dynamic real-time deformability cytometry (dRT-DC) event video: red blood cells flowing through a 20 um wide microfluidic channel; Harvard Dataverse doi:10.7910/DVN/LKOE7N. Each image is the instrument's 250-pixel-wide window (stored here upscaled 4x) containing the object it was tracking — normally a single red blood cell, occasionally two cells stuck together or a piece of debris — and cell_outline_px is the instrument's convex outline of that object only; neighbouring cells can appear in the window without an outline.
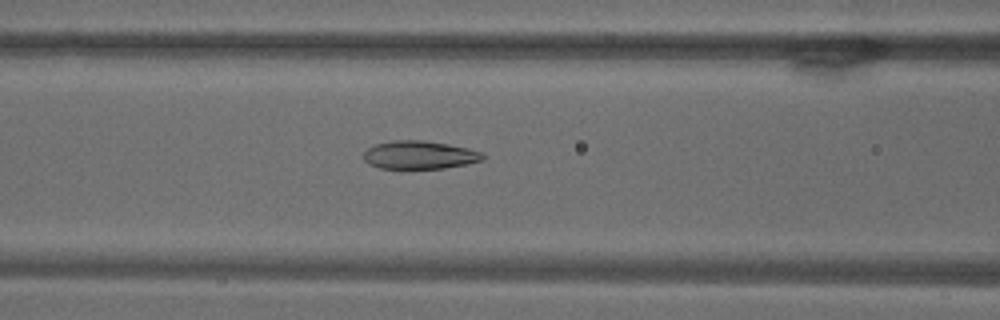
{"species": "common noctule bat (a hibernating species)", "species_latin": "Nyctalus noctula", "temperature_condition": "warm", "stored_images_in_passage": 64, "camera_frame_rate_fps": 3000, "um_per_image_px": 0.085, "animal": {"sex": "male", "body_mass_g": 18.8}, "frame": {"image": 1, "passage_image": 23, "time_ms": 7.333, "image_size_px": [1000, 320], "cell_outline_px": [[484, 160], [444, 168], [380, 168], [368, 164], [364, 160], [364, 152], [368, 148], [376, 144], [392, 140], [424, 140], [448, 144], [468, 148], [484, 152]], "centroid_in_image_um": [35.66, 13.16], "position_along_channel_um": 130.9, "area_um2": 19.54}}
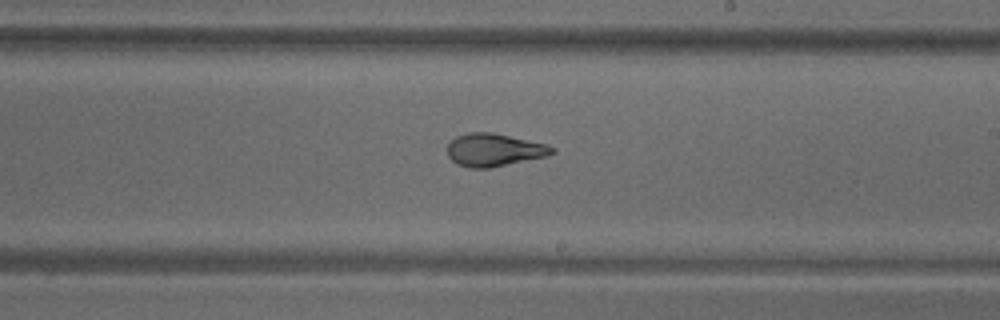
{"frame": {"image": 2, "passage_image": 35, "time_ms": 11.333, "image_size_px": [1000, 320], "cell_outline_px": [[556, 152], [548, 156], [488, 168], [468, 168], [456, 164], [448, 156], [448, 144], [456, 136], [468, 132], [492, 132], [544, 144], [556, 148]], "centroid_in_image_um": [41.98, 12.75], "position_along_channel_um": 247.0, "area_um2": 19.94}}
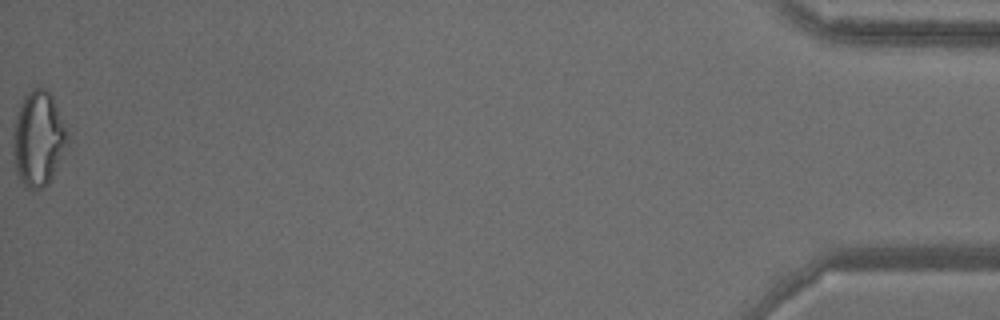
{"frame": {"image": 3, "passage_image": 64, "time_ms": 21.0, "image_size_px": [1000, 320], "cell_outline_px": [[68, 140], [52, 176], [48, 184], [44, 188], [24, 188], [16, 172], [12, 152], [16, 120], [20, 104], [24, 96], [32, 88], [48, 88], [68, 128]], "centroid_in_image_um": [3.26, 11.78], "position_along_channel_um": 431.9, "area_um2": 29.94}}